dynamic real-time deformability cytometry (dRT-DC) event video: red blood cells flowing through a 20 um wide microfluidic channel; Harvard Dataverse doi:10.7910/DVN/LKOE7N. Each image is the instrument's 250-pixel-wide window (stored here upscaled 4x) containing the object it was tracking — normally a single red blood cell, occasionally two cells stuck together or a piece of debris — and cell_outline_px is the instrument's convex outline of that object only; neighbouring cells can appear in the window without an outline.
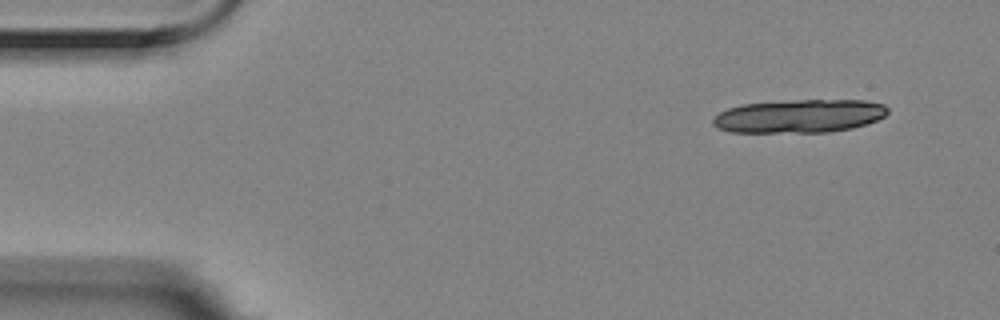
{"species": "Egyptian fruit bat (a non-hibernating species)", "species_latin": "Rousettus aegyptiacus", "temperature_condition": "room temperature", "stored_images_in_passage": 7, "camera_frame_rate_fps": 3000, "um_per_image_px": 0.085, "animal": {"sex": "female"}, "frame": {"image": 1, "passage_image": 1, "time_ms": 0.0, "image_size_px": [1000, 320], "cell_outline_px": [[888, 112], [884, 116], [876, 120], [852, 128], [828, 132], [732, 132], [716, 128], [712, 124], [712, 120], [720, 112], [728, 108], [744, 104], [800, 100], [864, 100], [884, 104], [888, 108]], "centroid_in_image_um": [67.94, 9.87], "position_along_channel_um": 17.1, "area_um2": 33.76}}
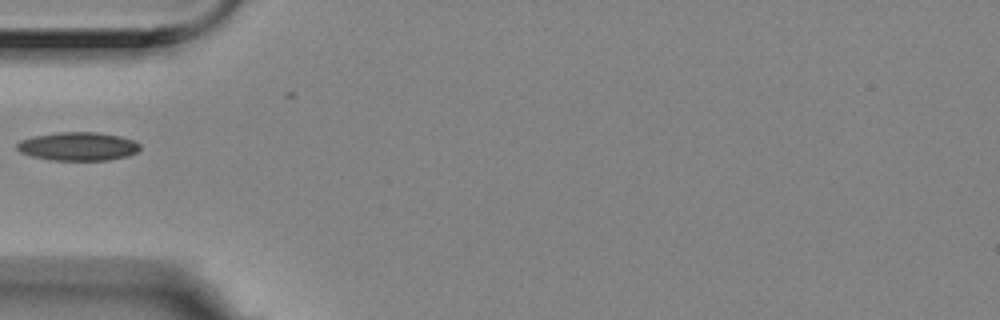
{"frame": {"image": 2, "passage_image": 5, "time_ms": 1.333, "image_size_px": [1000, 320], "cell_outline_px": [[140, 148], [136, 152], [128, 156], [108, 160], [48, 160], [32, 156], [20, 152], [16, 148], [16, 144], [20, 140], [32, 136], [56, 132], [100, 132], [120, 136], [132, 140], [140, 144]], "centroid_in_image_um": [6.61, 12.43], "position_along_channel_um": 78.4, "area_um2": 20.58}}
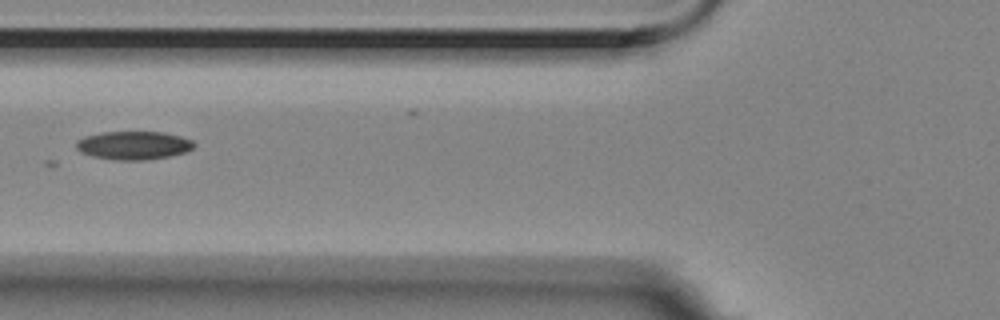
{"frame": {"image": 3, "passage_image": 6, "time_ms": 1.667, "image_size_px": [1000, 320], "cell_outline_px": [[196, 144], [192, 148], [184, 152], [168, 156], [148, 160], [112, 160], [92, 156], [80, 152], [76, 148], [76, 140], [84, 136], [100, 132], [164, 132], [180, 136], [192, 140]], "centroid_in_image_um": [11.31, 12.35], "position_along_channel_um": 114.5, "area_um2": 19.59}}